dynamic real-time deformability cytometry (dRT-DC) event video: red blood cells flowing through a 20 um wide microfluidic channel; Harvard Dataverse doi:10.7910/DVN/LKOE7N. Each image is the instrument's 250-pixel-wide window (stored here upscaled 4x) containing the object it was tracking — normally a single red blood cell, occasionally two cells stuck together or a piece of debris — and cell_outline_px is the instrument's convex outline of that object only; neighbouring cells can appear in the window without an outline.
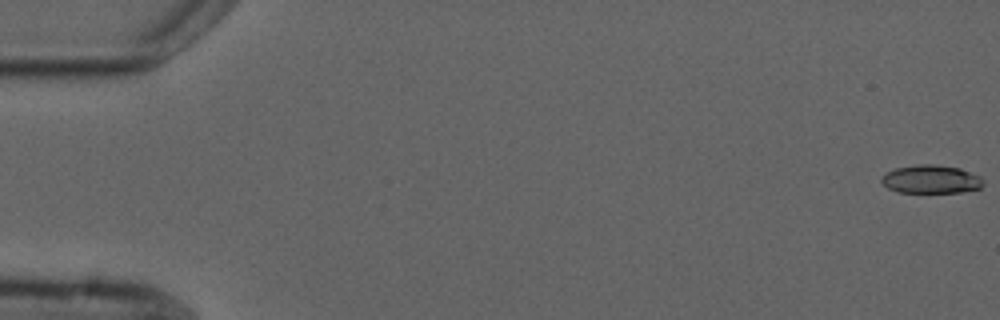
{"species": "common noctule bat (a hibernating species)", "species_latin": "Nyctalus noctula", "temperature_condition": "cold", "stored_images_in_passage": 3, "camera_frame_rate_fps": 3000, "um_per_image_px": 0.085, "animal": {"sex": "male", "forearm_length_mm": 52.5}, "frame": {"image": 1, "passage_image": 1, "time_ms": 0.0, "image_size_px": [1000, 320], "cell_outline_px": [[984, 184], [980, 188], [960, 192], [896, 192], [888, 188], [880, 180], [880, 176], [896, 168], [916, 164], [936, 164], [960, 168], [980, 176], [984, 180]], "centroid_in_image_um": [79.14, 15.23], "position_along_channel_um": 5.9, "area_um2": 16.88}}